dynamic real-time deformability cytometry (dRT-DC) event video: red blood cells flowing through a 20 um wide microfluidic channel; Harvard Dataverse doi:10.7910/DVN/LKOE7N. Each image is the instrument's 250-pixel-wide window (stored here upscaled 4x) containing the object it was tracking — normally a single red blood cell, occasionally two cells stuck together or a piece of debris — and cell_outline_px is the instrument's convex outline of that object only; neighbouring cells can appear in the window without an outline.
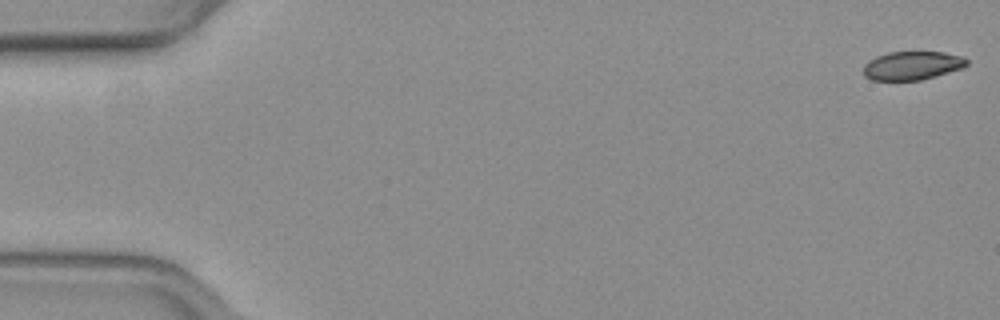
{"species": "common noctule bat (a hibernating species)", "species_latin": "Nyctalus noctula", "temperature_condition": "warm", "stored_images_in_passage": 57, "camera_frame_rate_fps": 3000, "um_per_image_px": 0.085, "animal": {"sex": "female", "body_mass_g": 19.3, "forearm_length_mm": 54.1}, "frame": {"image": 1, "passage_image": 1, "time_ms": 0.0, "image_size_px": [1000, 320], "cell_outline_px": [[964, 64], [928, 76], [912, 80], [880, 80], [872, 76], [868, 72], [876, 60], [884, 56], [900, 52], [936, 52], [964, 60]], "centroid_in_image_um": [77.54, 5.57], "position_along_channel_um": 7.5, "area_um2": 14.1}}
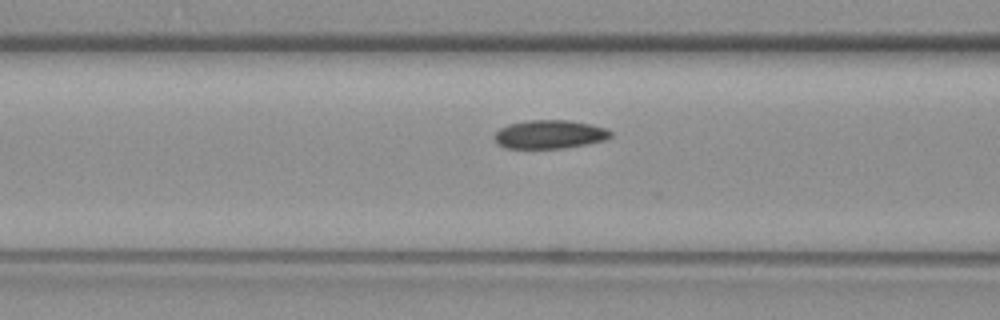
{"frame": {"image": 2, "passage_image": 23, "time_ms": 7.333, "image_size_px": [1000, 320], "cell_outline_px": [[604, 136], [592, 140], [568, 144], [504, 144], [500, 140], [500, 132], [512, 128], [528, 124], [572, 124], [592, 128], [604, 132]], "centroid_in_image_um": [46.69, 11.42], "position_along_channel_um": 119.9, "area_um2": 12.54}}
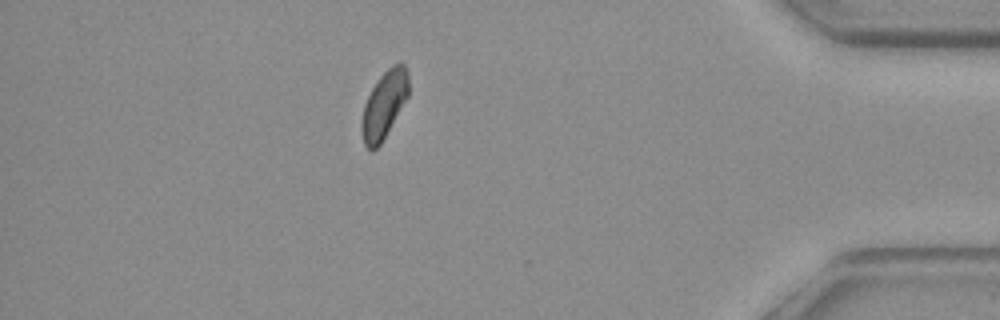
{"frame": {"image": 3, "passage_image": 50, "time_ms": 16.333, "image_size_px": [1000, 320], "cell_outline_px": [[408, 92], [380, 140], [372, 148], [364, 140], [364, 112], [368, 100], [372, 92], [380, 80], [388, 72], [404, 76], [408, 88]], "centroid_in_image_um": [32.59, 9.05], "position_along_channel_um": 402.6, "area_um2": 13.99}, "authors_computed_cell_mechanics": {"area_um2": 13.872, "velocity_mm_per_s": 3.6364, "shape_relaxation_time_tau1_ms": null, "shape_relaxation_time_tau2_ms": 3.3711, "deformation_change_tau1": null, "deformation_change_tau2": 0.0943}}